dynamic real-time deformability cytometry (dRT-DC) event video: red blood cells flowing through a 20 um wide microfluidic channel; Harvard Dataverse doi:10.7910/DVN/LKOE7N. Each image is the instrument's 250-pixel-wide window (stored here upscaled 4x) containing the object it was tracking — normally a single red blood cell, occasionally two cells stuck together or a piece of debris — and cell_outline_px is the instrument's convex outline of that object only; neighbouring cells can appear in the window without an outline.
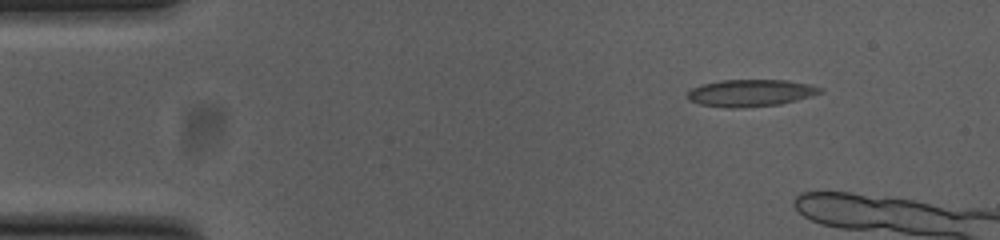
{"species": "common noctule bat (a hibernating species)", "species_latin": "Nyctalus noctula", "temperature_condition": "cold", "stored_images_in_passage": 15, "camera_frame_rate_fps": 3000, "um_per_image_px": 0.085, "animal": {"sex": "female", "body_mass_g": 23.0, "forearm_length_mm": 53.4}, "frame": {"image": 1, "passage_image": 7, "time_ms": 2.0, "image_size_px": [1000, 240], "cell_outline_px": [[824, 92], [812, 96], [780, 104], [744, 108], [728, 108], [700, 104], [688, 100], [684, 96], [692, 88], [700, 84], [720, 80], [788, 80], [808, 84], [824, 88]], "centroid_in_image_um": [63.79, 7.9], "position_along_channel_um": 21.2, "area_um2": 21.21}}